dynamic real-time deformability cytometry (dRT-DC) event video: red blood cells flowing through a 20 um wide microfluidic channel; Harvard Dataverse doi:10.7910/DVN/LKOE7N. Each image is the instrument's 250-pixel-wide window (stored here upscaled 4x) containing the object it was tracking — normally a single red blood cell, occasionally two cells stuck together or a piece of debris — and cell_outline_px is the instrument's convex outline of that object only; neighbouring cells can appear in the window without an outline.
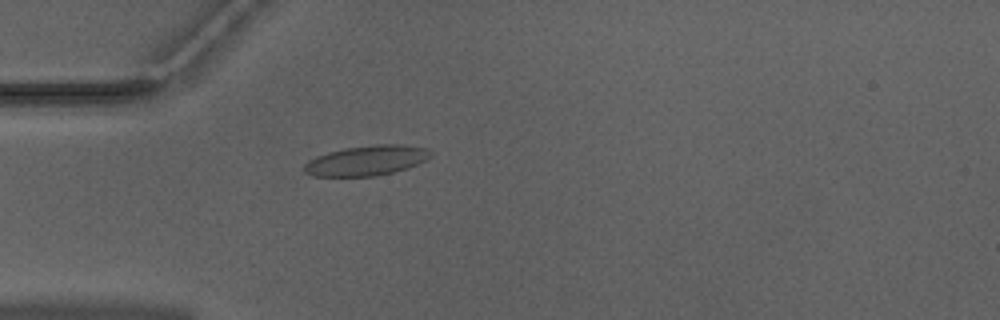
{"species": "Egyptian fruit bat (a non-hibernating species)", "species_latin": "Rousettus aegyptiacus", "temperature_condition": "warm", "stored_images_in_passage": 52, "camera_frame_rate_fps": 3000, "um_per_image_px": 0.085, "animal": {"sex": "male"}, "frame": {"image": 1, "passage_image": 15, "time_ms": 4.667, "image_size_px": [1000, 320], "cell_outline_px": [[432, 156], [428, 160], [408, 168], [376, 176], [312, 176], [304, 172], [304, 164], [308, 160], [316, 156], [328, 152], [344, 148], [376, 144], [400, 144], [428, 148], [432, 152]], "centroid_in_image_um": [31.18, 13.64], "position_along_channel_um": 53.8, "area_um2": 22.37}}
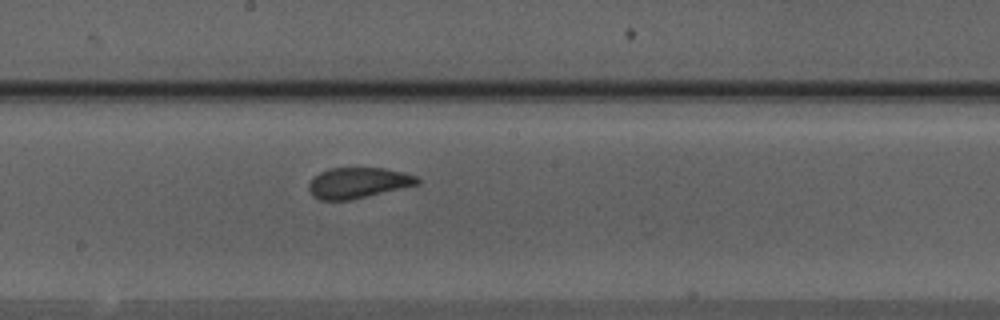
{"frame": {"image": 2, "passage_image": 28, "time_ms": 9.0, "image_size_px": [1000, 320], "cell_outline_px": [[420, 184], [348, 200], [320, 200], [312, 196], [308, 192], [308, 184], [320, 172], [328, 168], [384, 168], [404, 172], [416, 176], [420, 180]], "centroid_in_image_um": [30.42, 15.54], "position_along_channel_um": 217.8, "area_um2": 19.36}}
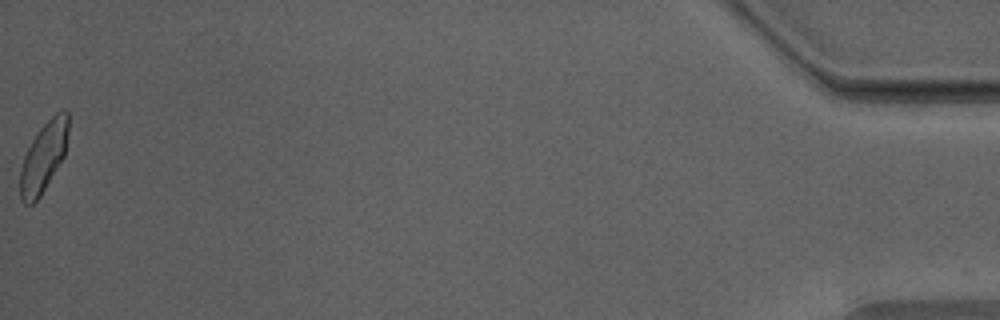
{"frame": {"image": 3, "passage_image": 52, "time_ms": 17.0, "image_size_px": [1000, 320], "cell_outline_px": [[68, 132], [64, 156], [40, 196], [32, 204], [24, 204], [20, 200], [20, 168], [24, 156], [32, 140], [40, 128], [56, 112], [64, 108], [68, 112]], "centroid_in_image_um": [3.7, 13.33], "position_along_channel_um": 431.5, "area_um2": 19.48}, "authors_computed_cell_mechanics": {"area_um2": 20.3745, "velocity_mm_per_s": 3.9582, "shape_relaxation_time_tau1_ms": 7.0722, "shape_relaxation_time_tau2_ms": 0.6295, "deformation_change_tau1": 0.1811, "deformation_change_tau2": 0.0853}}